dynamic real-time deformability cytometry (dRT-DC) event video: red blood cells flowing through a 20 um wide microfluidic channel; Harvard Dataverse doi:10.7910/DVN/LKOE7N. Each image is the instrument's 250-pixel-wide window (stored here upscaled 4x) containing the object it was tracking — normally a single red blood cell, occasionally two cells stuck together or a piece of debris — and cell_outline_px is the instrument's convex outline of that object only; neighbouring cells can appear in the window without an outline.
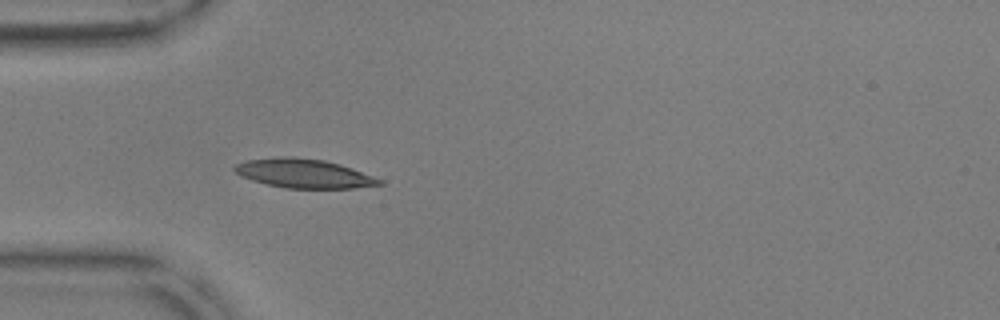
{"species": "common noctule bat (a hibernating species)", "species_latin": "Nyctalus noctula", "temperature_condition": "warm", "stored_images_in_passage": 13, "camera_frame_rate_fps": 3000, "um_per_image_px": 0.085, "animal": {"sex": "male", "body_mass_g": 17.9, "forearm_length_mm": 54.2}, "frame": {"image": 1, "passage_image": 6, "time_ms": 1.667, "image_size_px": [1000, 320], "cell_outline_px": [[384, 184], [352, 188], [284, 188], [252, 180], [240, 176], [232, 168], [236, 164], [248, 160], [288, 156], [292, 156], [324, 160], [352, 168], [384, 180]], "centroid_in_image_um": [25.84, 14.75], "position_along_channel_um": 59.2, "area_um2": 24.33}}